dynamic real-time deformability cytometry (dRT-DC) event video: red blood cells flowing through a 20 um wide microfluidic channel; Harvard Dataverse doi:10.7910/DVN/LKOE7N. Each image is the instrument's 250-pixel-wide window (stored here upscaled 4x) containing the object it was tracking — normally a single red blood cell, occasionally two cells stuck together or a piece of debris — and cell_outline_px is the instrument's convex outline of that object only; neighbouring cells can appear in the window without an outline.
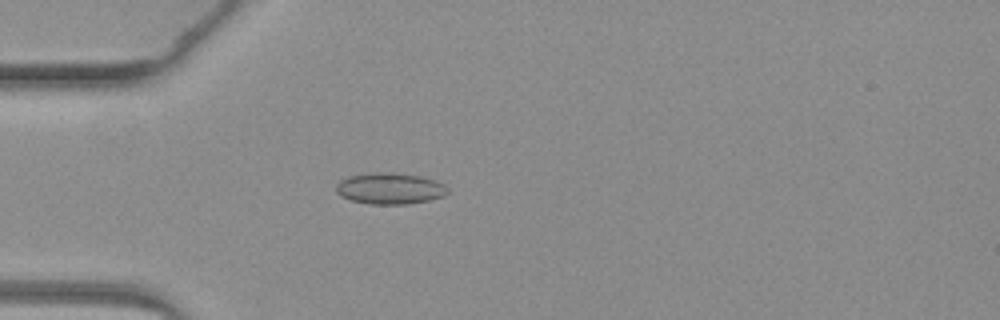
{"species": "common noctule bat (a hibernating species)", "species_latin": "Nyctalus noctula", "temperature_condition": "warm", "stored_images_in_passage": 4, "camera_frame_rate_fps": 3000, "um_per_image_px": 0.085, "animal": {"sex": "female", "body_mass_g": 19.3, "forearm_length_mm": 54.1}, "frame": {"image": 1, "passage_image": 4, "time_ms": 3.667, "image_size_px": [1000, 320], "cell_outline_px": [[448, 192], [444, 196], [428, 200], [408, 204], [368, 204], [352, 200], [340, 196], [336, 192], [336, 184], [340, 180], [348, 176], [380, 172], [392, 172], [420, 176], [436, 180], [444, 184], [448, 188]], "centroid_in_image_um": [33.14, 16.02], "position_along_channel_um": 51.9, "area_um2": 20.4}}